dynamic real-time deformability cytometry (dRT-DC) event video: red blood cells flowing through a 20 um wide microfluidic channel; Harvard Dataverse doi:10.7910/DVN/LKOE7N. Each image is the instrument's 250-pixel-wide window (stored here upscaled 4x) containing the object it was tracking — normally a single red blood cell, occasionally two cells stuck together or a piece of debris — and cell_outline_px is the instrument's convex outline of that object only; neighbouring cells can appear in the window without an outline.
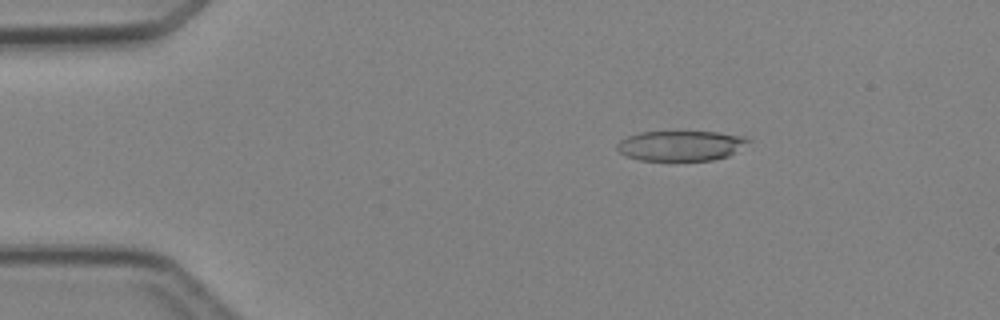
{"species": "Egyptian fruit bat (a non-hibernating species)", "species_latin": "Rousettus aegyptiacus", "temperature_condition": "cold", "stored_images_in_passage": 4, "camera_frame_rate_fps": 3000, "um_per_image_px": 0.085, "animal": {"sex": "female"}, "frame": {"image": 1, "passage_image": 3, "time_ms": 2.333, "image_size_px": [1000, 320], "cell_outline_px": [[752, 140], [728, 156], [712, 160], [640, 160], [628, 156], [620, 152], [616, 148], [616, 144], [620, 140], [628, 136], [640, 132], [716, 132], [744, 136]], "centroid_in_image_um": [57.86, 12.38], "position_along_channel_um": 27.1, "area_um2": 22.83}}